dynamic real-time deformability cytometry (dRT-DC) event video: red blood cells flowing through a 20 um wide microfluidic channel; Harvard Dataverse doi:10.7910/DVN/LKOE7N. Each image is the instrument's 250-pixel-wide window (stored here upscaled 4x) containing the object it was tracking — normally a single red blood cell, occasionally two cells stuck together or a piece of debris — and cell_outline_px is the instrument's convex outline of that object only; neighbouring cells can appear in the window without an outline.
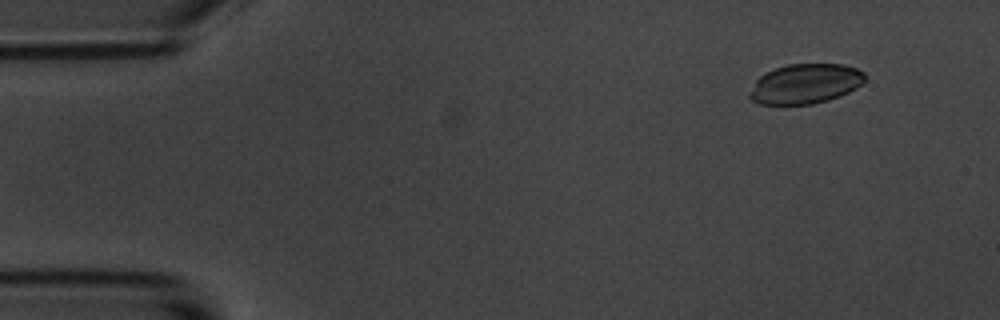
{"species": "common noctule bat (a hibernating species)", "species_latin": "Nyctalus noctula", "temperature_condition": "room temperature", "stored_images_in_passage": 11, "camera_frame_rate_fps": 3000, "um_per_image_px": 0.085, "animal": {"sex": "male", "body_mass_g": 20.1, "forearm_length_mm": 53.5}, "frame": {"image": 1, "passage_image": 2, "time_ms": 1.0, "image_size_px": [1000, 320], "cell_outline_px": [[864, 80], [856, 88], [840, 96], [828, 100], [812, 104], [760, 104], [752, 100], [748, 96], [756, 80], [764, 72], [788, 64], [844, 64], [856, 68], [864, 72]], "centroid_in_image_um": [68.44, 7.12], "position_along_channel_um": 16.6, "area_um2": 26.65}}
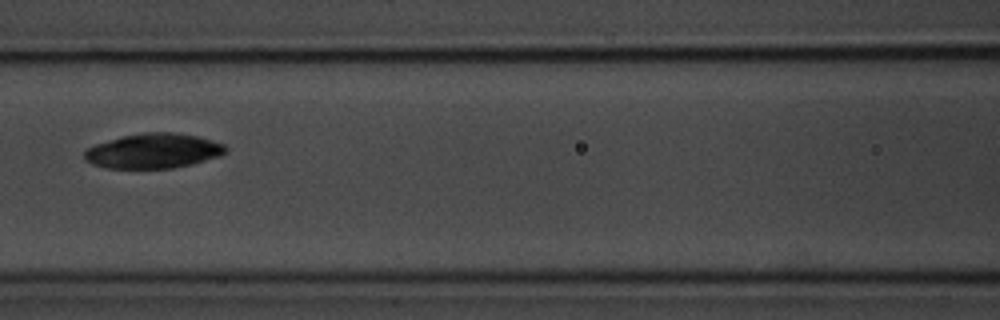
{"frame": {"image": 2, "passage_image": 7, "time_ms": 7.667, "image_size_px": [1000, 320], "cell_outline_px": [[228, 152], [220, 156], [192, 164], [172, 168], [104, 168], [92, 164], [84, 160], [84, 152], [88, 148], [96, 144], [120, 136], [144, 132], [176, 132], [200, 136], [224, 144], [228, 148]], "centroid_in_image_um": [13.06, 12.82], "position_along_channel_um": 153.5, "area_um2": 29.02}}
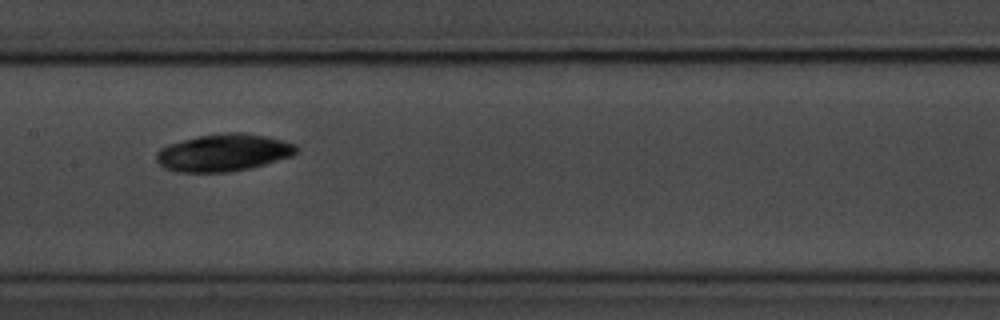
{"frame": {"image": 3, "passage_image": 8, "time_ms": 8.667, "image_size_px": [1000, 320], "cell_outline_px": [[296, 152], [292, 156], [264, 164], [248, 168], [228, 172], [176, 172], [164, 168], [156, 160], [156, 152], [160, 148], [168, 144], [200, 136], [228, 132], [244, 132], [264, 136], [296, 144]], "centroid_in_image_um": [18.96, 12.98], "position_along_channel_um": 188.4, "area_um2": 30.17}}